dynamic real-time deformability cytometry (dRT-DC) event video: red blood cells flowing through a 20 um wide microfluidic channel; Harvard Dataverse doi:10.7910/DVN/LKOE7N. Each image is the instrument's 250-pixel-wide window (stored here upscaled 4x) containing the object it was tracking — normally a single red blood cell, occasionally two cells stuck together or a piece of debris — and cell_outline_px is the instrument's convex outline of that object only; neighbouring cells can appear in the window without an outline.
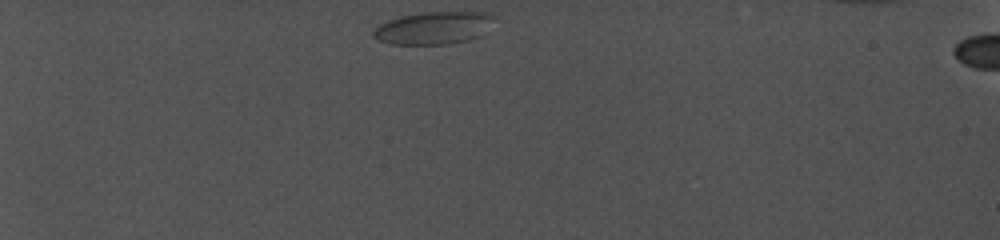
{"species": "common noctule bat (a hibernating species)", "species_latin": "Nyctalus noctula", "temperature_condition": "cold", "stored_images_in_passage": 31, "camera_frame_rate_fps": 5000, "um_per_image_px": 0.085, "animal": {"sex": "female", "body_mass_g": 19.0, "forearm_length_mm": 56.7}, "frame": {"image": 1, "passage_image": 1, "time_ms": 0.0, "image_size_px": [1000, 240], "cell_outline_px": [[492, 16], [488, 32], [480, 36], [468, 40], [448, 44], [392, 44], [376, 40], [372, 36], [372, 32], [380, 24], [388, 20], [400, 16], [424, 12], [492, 12]], "centroid_in_image_um": [36.85, 2.38], "position_along_channel_um": 48.1, "area_um2": 23.0}}
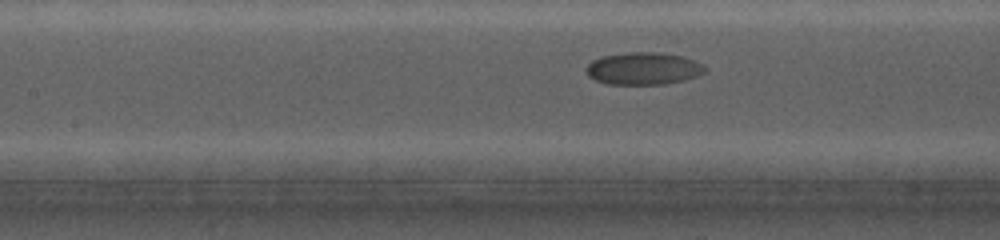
{"frame": {"image": 2, "passage_image": 13, "time_ms": 5.6, "image_size_px": [1000, 240], "cell_outline_px": [[708, 72], [684, 80], [664, 84], [608, 84], [596, 80], [588, 76], [584, 68], [592, 60], [600, 56], [628, 52], [660, 52], [680, 56], [696, 60], [704, 64], [708, 68]], "centroid_in_image_um": [54.71, 5.82], "position_along_channel_um": 152.7, "area_um2": 22.72}}
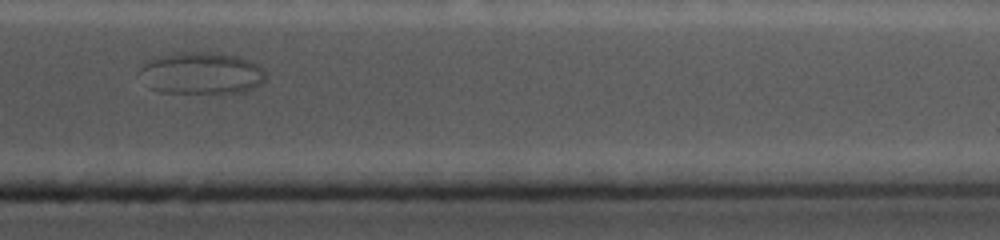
{"frame": {"image": 3, "passage_image": 29, "time_ms": 12.6, "image_size_px": [1000, 240], "cell_outline_px": [[268, 76], [260, 84], [252, 88], [236, 92], [160, 92], [148, 88], [140, 68], [148, 60], [160, 56], [184, 52], [216, 52], [240, 56], [252, 60], [264, 68]], "centroid_in_image_um": [17.19, 6.2], "position_along_channel_um": 394.2, "area_um2": 30.69}, "authors_computed_cell_mechanics": {"area_um2": 22.4842, "velocity_mm_per_s": 3.4421, "shape_relaxation_time_tau1_ms": null, "shape_relaxation_time_tau2_ms": 2.9233, "deformation_change_tau1": null, "deformation_change_tau2": null}}